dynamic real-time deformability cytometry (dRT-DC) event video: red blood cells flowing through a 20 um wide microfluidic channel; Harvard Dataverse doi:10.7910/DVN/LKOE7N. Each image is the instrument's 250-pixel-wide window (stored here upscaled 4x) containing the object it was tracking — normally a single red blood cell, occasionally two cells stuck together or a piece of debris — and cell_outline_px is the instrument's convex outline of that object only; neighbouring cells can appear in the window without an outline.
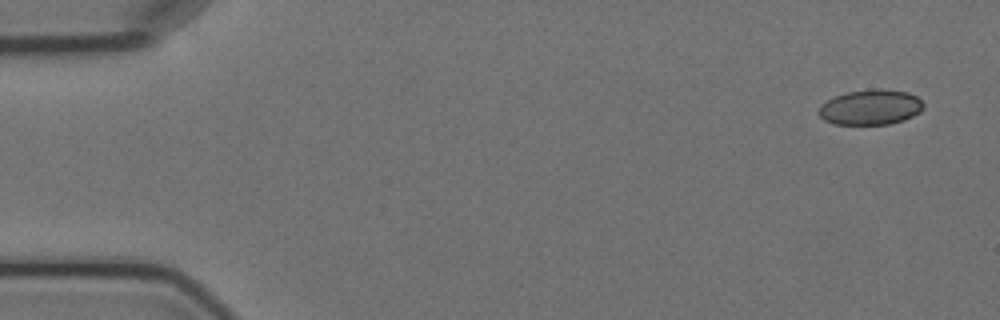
{"species": "Egyptian fruit bat (a non-hibernating species)", "species_latin": "Rousettus aegyptiacus", "temperature_condition": "cold", "stored_images_in_passage": 4, "camera_frame_rate_fps": 3000, "um_per_image_px": 0.085, "animal": {"sex": "female"}, "frame": {"image": 1, "passage_image": 1, "time_ms": 0.0, "image_size_px": [1000, 320], "cell_outline_px": [[924, 108], [920, 112], [904, 120], [888, 124], [832, 124], [824, 120], [816, 112], [820, 104], [836, 96], [848, 92], [876, 88], [908, 92], [916, 96], [924, 104]], "centroid_in_image_um": [73.98, 9.12], "position_along_channel_um": 11.0, "area_um2": 21.56}}
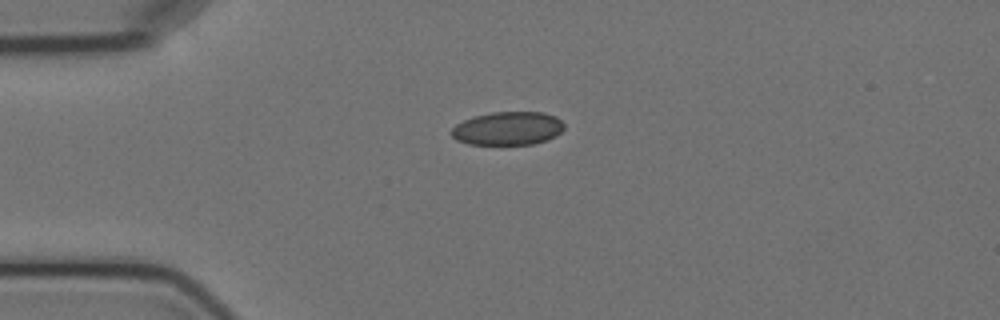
{"frame": {"image": 2, "passage_image": 3, "time_ms": 3.667, "image_size_px": [1000, 320], "cell_outline_px": [[564, 128], [556, 136], [532, 144], [468, 144], [456, 140], [448, 132], [456, 124], [472, 116], [492, 112], [544, 112], [556, 116], [564, 124]], "centroid_in_image_um": [43.13, 10.9], "position_along_channel_um": 41.9, "area_um2": 22.02}}